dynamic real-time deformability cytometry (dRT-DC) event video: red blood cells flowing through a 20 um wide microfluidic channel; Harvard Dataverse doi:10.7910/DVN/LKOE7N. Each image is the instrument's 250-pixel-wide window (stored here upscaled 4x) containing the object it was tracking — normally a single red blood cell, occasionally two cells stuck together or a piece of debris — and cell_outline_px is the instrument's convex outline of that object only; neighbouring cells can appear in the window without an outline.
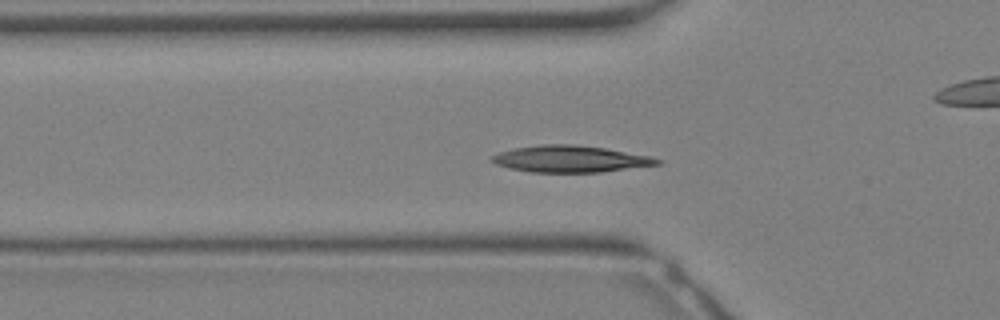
{"species": "Egyptian fruit bat (a non-hibernating species)", "species_latin": "Rousettus aegyptiacus", "temperature_condition": "warm", "stored_images_in_passage": 9, "camera_frame_rate_fps": 3000, "um_per_image_px": 0.085, "animal": {"sex": "female"}, "frame": {"image": 1, "passage_image": 7, "time_ms": 2.0, "image_size_px": [1000, 320], "cell_outline_px": [[664, 164], [600, 172], [528, 172], [508, 168], [496, 164], [492, 160], [492, 156], [500, 152], [516, 148], [544, 144], [572, 144], [604, 148], [652, 156], [664, 160]], "centroid_in_image_um": [48.56, 13.52], "position_along_channel_um": 77.2, "area_um2": 25.72}}